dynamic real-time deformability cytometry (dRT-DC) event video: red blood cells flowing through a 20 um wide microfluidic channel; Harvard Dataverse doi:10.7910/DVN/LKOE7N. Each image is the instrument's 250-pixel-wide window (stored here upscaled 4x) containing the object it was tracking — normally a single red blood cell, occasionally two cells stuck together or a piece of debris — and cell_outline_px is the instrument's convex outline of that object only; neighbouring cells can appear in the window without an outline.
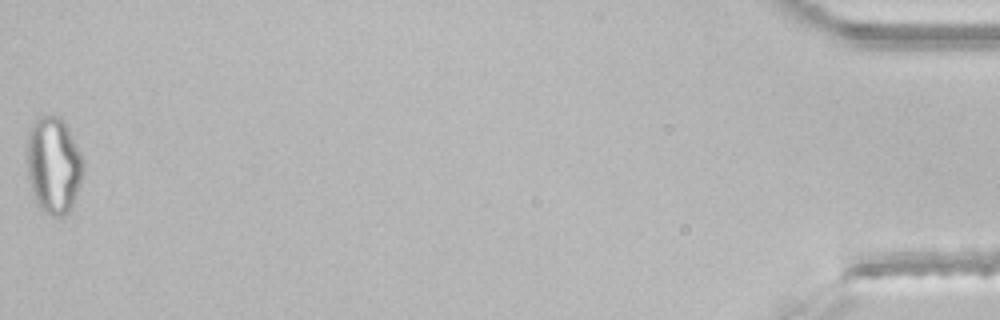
{"species": "common noctule bat (a hibernating species)", "species_latin": "Nyctalus noctula", "temperature_condition": "room temperature", "stored_images_in_passage": 48, "segment_of_instrument_passage": [2, 2], "camera_frame_rate_fps": 3000, "um_per_image_px": 0.085, "animal": {"sex": "male", "body_mass_g": 21.5, "forearm_length_mm": 52.0}, "frame": {"image": 1, "passage_image": 48, "time_ms": 15.667, "image_size_px": [1000, 320], "cell_outline_px": [[84, 164], [80, 184], [72, 208], [60, 220], [44, 212], [40, 208], [32, 192], [28, 176], [28, 136], [32, 124], [40, 116], [60, 116], [64, 120], [84, 160]], "centroid_in_image_um": [4.58, 14.08], "position_along_channel_um": 430.6, "area_um2": 31.73}}